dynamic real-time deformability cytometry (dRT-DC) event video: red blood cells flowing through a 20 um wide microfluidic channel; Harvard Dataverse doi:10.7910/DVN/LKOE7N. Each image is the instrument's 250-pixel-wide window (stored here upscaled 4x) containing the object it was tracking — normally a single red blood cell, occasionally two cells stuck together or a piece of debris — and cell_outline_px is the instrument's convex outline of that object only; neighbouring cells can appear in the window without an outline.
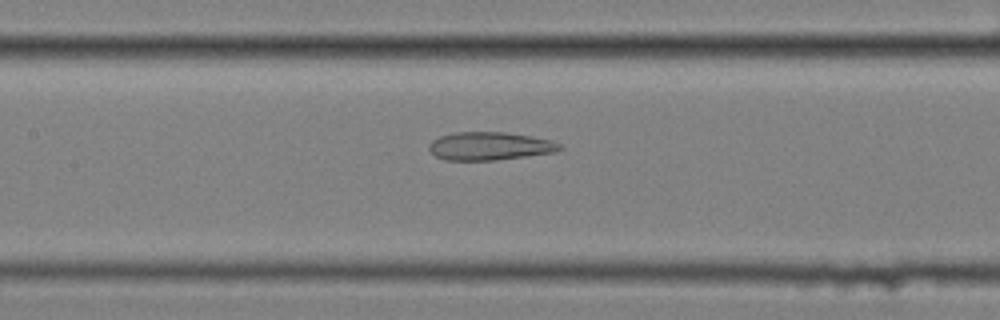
{"species": "common noctule bat (a hibernating species)", "species_latin": "Nyctalus noctula", "temperature_condition": "cold", "stored_images_in_passage": 50, "camera_frame_rate_fps": 3000, "um_per_image_px": 0.085, "animal": {"sex": "female", "body_mass_g": 25.1}, "frame": {"image": 1, "passage_image": 19, "time_ms": 6.0, "image_size_px": [1000, 320], "cell_outline_px": [[564, 148], [556, 152], [496, 160], [444, 160], [436, 156], [428, 148], [428, 144], [432, 140], [440, 136], [456, 132], [504, 132], [532, 136], [552, 140], [560, 144]], "centroid_in_image_um": [41.64, 12.41], "position_along_channel_um": 165.8, "area_um2": 21.5}}
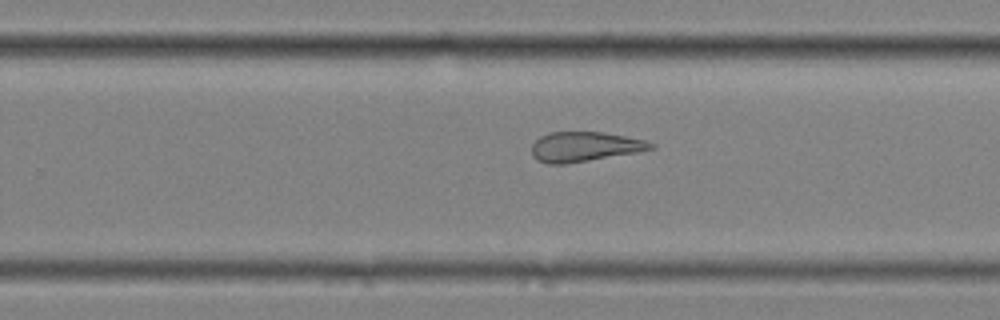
{"frame": {"image": 2, "passage_image": 29, "time_ms": 9.333, "image_size_px": [1000, 320], "cell_outline_px": [[656, 148], [640, 152], [564, 164], [548, 164], [536, 160], [532, 156], [532, 144], [540, 136], [548, 132], [600, 132], [648, 140], [656, 144]], "centroid_in_image_um": [49.72, 12.47], "position_along_channel_um": 280.1, "area_um2": 20.87}}
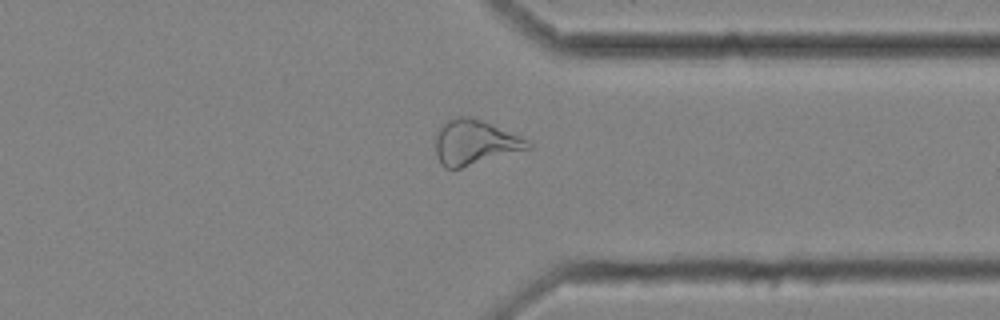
{"frame": {"image": 3, "passage_image": 37, "time_ms": 12.0, "image_size_px": [1000, 320], "cell_outline_px": [[532, 148], [460, 168], [444, 168], [440, 164], [436, 152], [436, 136], [440, 128], [448, 120], [460, 116], [468, 116], [480, 120], [520, 136], [528, 140], [532, 144]], "centroid_in_image_um": [40.36, 12.12], "position_along_channel_um": 371.0, "area_um2": 23.76}, "authors_computed_cell_mechanics": {"area_um2": 24.9407, "velocity_mm_per_s": 3.4451, "shape_relaxation_time_tau1_ms": null, "shape_relaxation_time_tau2_ms": 3.8082, "deformation_change_tau1": null, "deformation_change_tau2": 0.1507}}